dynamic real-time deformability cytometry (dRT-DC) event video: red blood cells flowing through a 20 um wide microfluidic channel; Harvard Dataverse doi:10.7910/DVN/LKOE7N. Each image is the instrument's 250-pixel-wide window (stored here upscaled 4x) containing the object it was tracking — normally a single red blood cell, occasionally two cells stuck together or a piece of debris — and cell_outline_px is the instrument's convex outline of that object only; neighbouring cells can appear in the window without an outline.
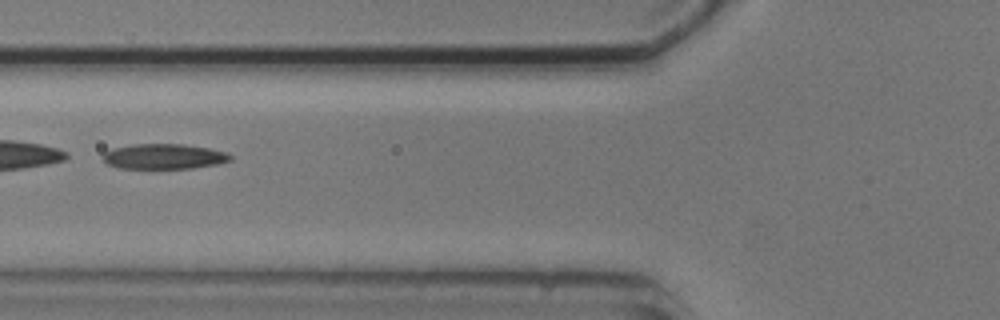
{"species": "common noctule bat (a hibernating species)", "species_latin": "Nyctalus noctula", "temperature_condition": "cold", "stored_images_in_passage": 3, "camera_frame_rate_fps": 3000, "um_per_image_px": 0.085, "animal": {"sex": "male", "body_mass_g": 20.5, "forearm_length_mm": 52.5}, "frame": {"image": 1, "passage_image": 3, "time_ms": 2.333, "image_size_px": [1000, 320], "cell_outline_px": [[232, 160], [216, 164], [192, 168], [116, 168], [108, 164], [104, 160], [104, 152], [112, 148], [132, 144], [184, 144], [208, 148], [228, 152], [232, 156]], "centroid_in_image_um": [13.94, 13.29], "position_along_channel_um": 111.9, "area_um2": 18.73}}